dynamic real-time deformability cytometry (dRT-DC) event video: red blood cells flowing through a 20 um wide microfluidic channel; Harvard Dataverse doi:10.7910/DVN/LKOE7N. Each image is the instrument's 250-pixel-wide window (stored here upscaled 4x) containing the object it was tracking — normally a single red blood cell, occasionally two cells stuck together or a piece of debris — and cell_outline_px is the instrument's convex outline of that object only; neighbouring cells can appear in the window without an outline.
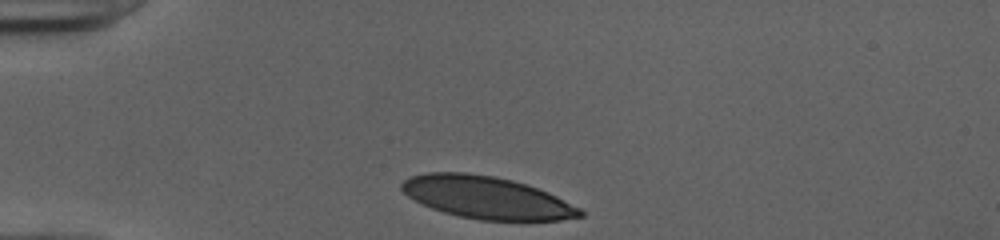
{"species": "human", "species_latin": "Homo sapiens", "temperature_condition": "cold", "stored_images_in_passage": 31, "camera_frame_rate_fps": 3000, "um_per_image_px": 0.085, "donor": {"sex": "female"}, "frame": {"image": 1, "passage_image": 1, "time_ms": 0.0, "image_size_px": [1000, 240], "cell_outline_px": [[584, 216], [560, 220], [520, 224], [480, 220], [460, 216], [444, 212], [432, 208], [408, 196], [400, 188], [400, 184], [408, 176], [428, 172], [468, 172], [496, 176], [512, 180], [548, 192], [580, 208], [584, 212]], "centroid_in_image_um": [41.43, 16.83], "position_along_channel_um": 43.6, "area_um2": 44.97}}
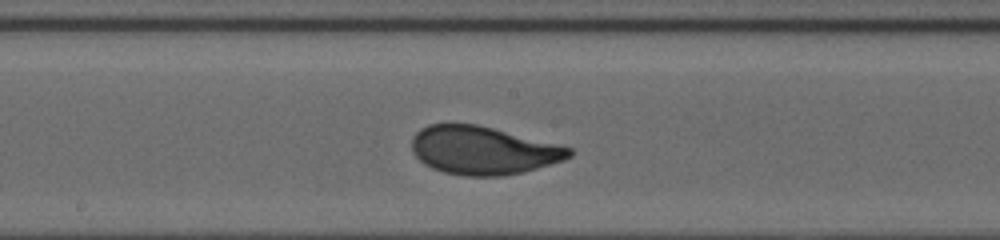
{"frame": {"image": 2, "passage_image": 16, "time_ms": 5.0, "image_size_px": [1000, 240], "cell_outline_px": [[572, 156], [564, 160], [524, 172], [500, 176], [464, 176], [444, 172], [432, 168], [424, 164], [412, 152], [412, 136], [420, 128], [428, 124], [476, 124], [572, 148]], "centroid_in_image_um": [41.03, 12.79], "position_along_channel_um": 207.2, "area_um2": 43.99}}
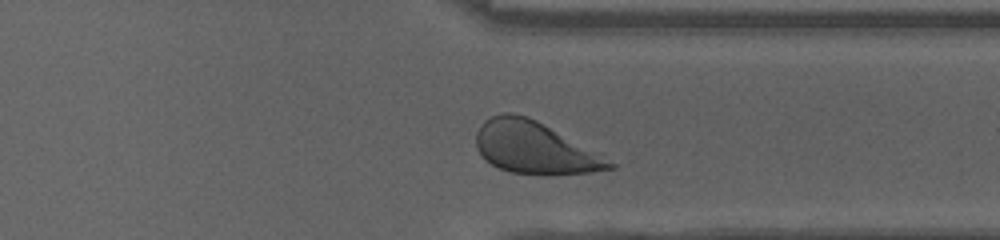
{"frame": {"image": 3, "passage_image": 28, "time_ms": 9.0, "image_size_px": [1000, 240], "cell_outline_px": [[616, 168], [588, 172], [544, 176], [512, 172], [496, 168], [476, 148], [476, 132], [480, 124], [484, 120], [492, 116], [504, 112], [508, 112], [528, 116], [536, 120], [616, 164]], "centroid_in_image_um": [45.38, 12.57], "position_along_channel_um": 366.0, "area_um2": 39.88}, "authors_computed_cell_mechanics": {"area_um2": 44.1014, "velocity_mm_per_s": 3.968, "shape_relaxation_time_tau1_ms": 2.4709, "shape_relaxation_time_tau2_ms": null, "deformation_change_tau1": 0.1526, "deformation_change_tau2": null}}